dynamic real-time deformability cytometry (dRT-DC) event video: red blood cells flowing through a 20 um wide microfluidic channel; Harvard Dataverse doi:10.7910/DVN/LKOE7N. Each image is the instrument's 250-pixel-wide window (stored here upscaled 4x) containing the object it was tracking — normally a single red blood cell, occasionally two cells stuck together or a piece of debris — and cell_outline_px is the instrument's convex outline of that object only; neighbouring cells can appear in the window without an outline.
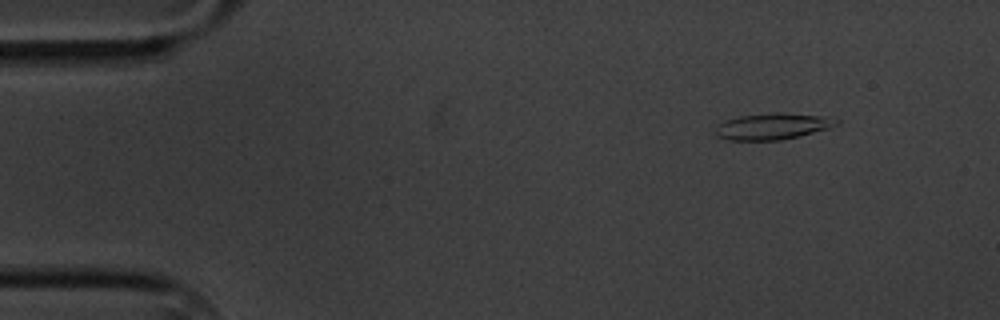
{"species": "common noctule bat (a hibernating species)", "species_latin": "Nyctalus noctula", "temperature_condition": "cold", "stored_images_in_passage": 4, "camera_frame_rate_fps": 3000, "um_per_image_px": 0.085, "animal": {"sex": "male", "body_mass_g": 20.1, "forearm_length_mm": 53.5}, "frame": {"image": 1, "passage_image": 2, "time_ms": 1.333, "image_size_px": [1000, 320], "cell_outline_px": [[840, 124], [828, 128], [780, 140], [728, 140], [716, 136], [716, 124], [724, 120], [740, 116], [776, 112], [784, 112], [828, 116], [840, 120]], "centroid_in_image_um": [65.67, 10.72], "position_along_channel_um": 19.3, "area_um2": 18.67}}